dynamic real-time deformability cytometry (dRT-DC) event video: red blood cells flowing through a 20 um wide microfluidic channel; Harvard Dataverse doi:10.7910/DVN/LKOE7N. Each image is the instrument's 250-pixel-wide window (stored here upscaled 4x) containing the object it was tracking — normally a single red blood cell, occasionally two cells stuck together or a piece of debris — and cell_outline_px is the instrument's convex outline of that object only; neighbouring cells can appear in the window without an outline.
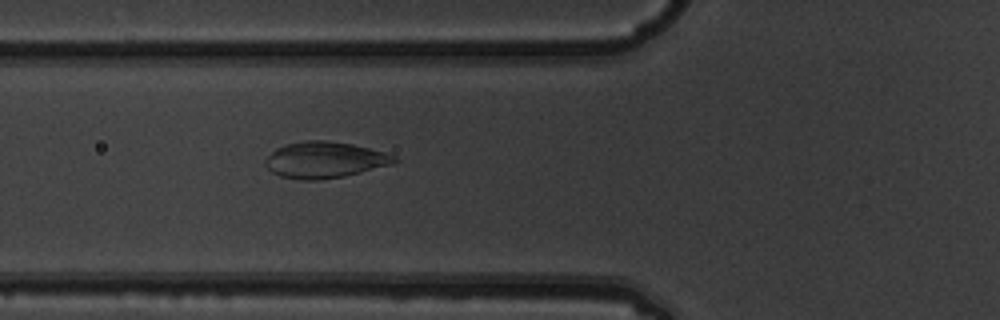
{"species": "common noctule bat (a hibernating species)", "species_latin": "Nyctalus noctula", "temperature_condition": "warm", "stored_images_in_passage": 6, "camera_frame_rate_fps": 3000, "um_per_image_px": 0.085, "animal": {"sex": "male", "body_mass_g": 19.5, "forearm_length_mm": 54.6}, "frame": {"image": 1, "passage_image": 6, "time_ms": 1.667, "image_size_px": [1000, 320], "cell_outline_px": [[400, 160], [392, 164], [344, 176], [320, 180], [300, 180], [280, 176], [272, 172], [264, 164], [264, 160], [276, 148], [284, 144], [304, 140], [328, 140], [352, 144], [384, 152], [396, 156]], "centroid_in_image_um": [27.58, 13.58], "position_along_channel_um": 98.2, "area_um2": 27.34}}